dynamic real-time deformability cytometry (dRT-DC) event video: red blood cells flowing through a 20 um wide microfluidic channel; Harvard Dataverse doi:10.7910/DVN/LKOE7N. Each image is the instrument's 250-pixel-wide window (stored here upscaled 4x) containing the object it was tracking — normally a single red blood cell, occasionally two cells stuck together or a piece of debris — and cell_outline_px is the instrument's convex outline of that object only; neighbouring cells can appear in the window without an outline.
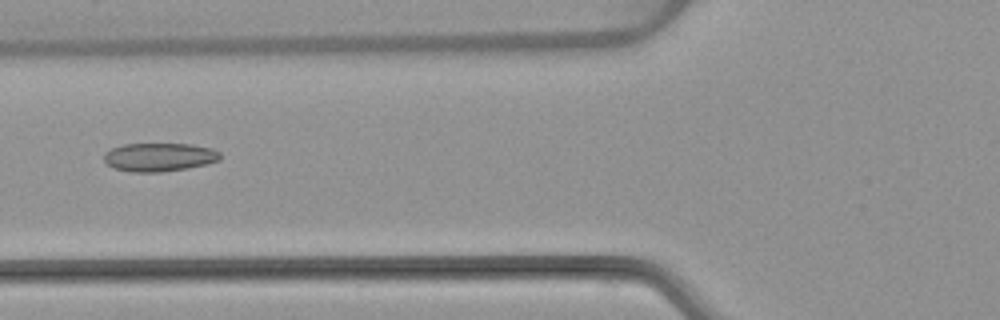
{"species": "common noctule bat (a hibernating species)", "species_latin": "Nyctalus noctula", "temperature_condition": "warm", "stored_images_in_passage": 8, "camera_frame_rate_fps": 3000, "um_per_image_px": 0.085, "animal": {"sex": "female", "body_mass_g": 22.7, "forearm_length_mm": 54.2}, "frame": {"image": 1, "passage_image": 5, "time_ms": 6.0, "image_size_px": [1000, 320], "cell_outline_px": [[220, 160], [208, 164], [188, 168], [160, 172], [132, 172], [112, 168], [104, 160], [104, 152], [112, 148], [124, 144], [192, 144], [212, 148], [220, 152]], "centroid_in_image_um": [13.55, 13.36], "position_along_channel_um": 112.3, "area_um2": 19.42}}
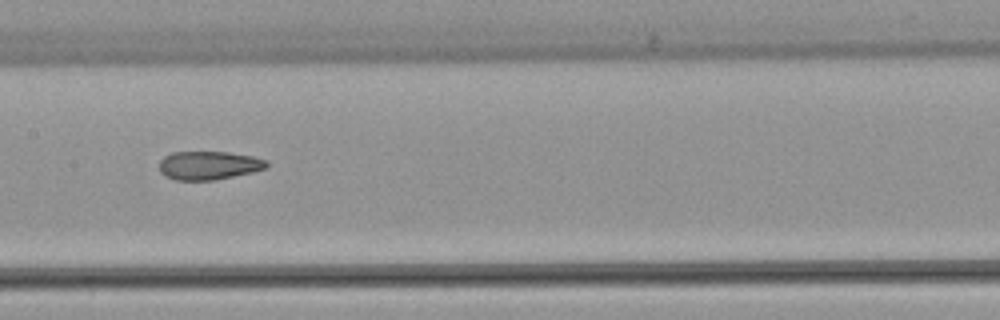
{"frame": {"image": 2, "passage_image": 7, "time_ms": 8.0, "image_size_px": [1000, 320], "cell_outline_px": [[268, 168], [252, 172], [216, 180], [176, 180], [164, 176], [160, 172], [160, 160], [164, 156], [172, 152], [228, 152], [252, 156], [268, 160]], "centroid_in_image_um": [17.75, 14.06], "position_along_channel_um": 189.6, "area_um2": 17.98}}
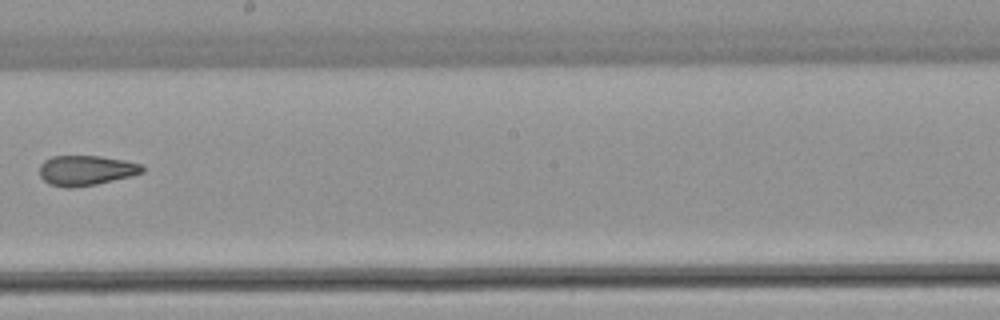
{"frame": {"image": 3, "passage_image": 8, "time_ms": 9.333, "image_size_px": [1000, 320], "cell_outline_px": [[144, 172], [132, 176], [96, 184], [72, 188], [64, 188], [48, 184], [40, 176], [40, 164], [44, 160], [52, 156], [100, 156], [124, 160], [140, 164], [144, 168]], "centroid_in_image_um": [7.29, 14.49], "position_along_channel_um": 240.9, "area_um2": 18.09}}